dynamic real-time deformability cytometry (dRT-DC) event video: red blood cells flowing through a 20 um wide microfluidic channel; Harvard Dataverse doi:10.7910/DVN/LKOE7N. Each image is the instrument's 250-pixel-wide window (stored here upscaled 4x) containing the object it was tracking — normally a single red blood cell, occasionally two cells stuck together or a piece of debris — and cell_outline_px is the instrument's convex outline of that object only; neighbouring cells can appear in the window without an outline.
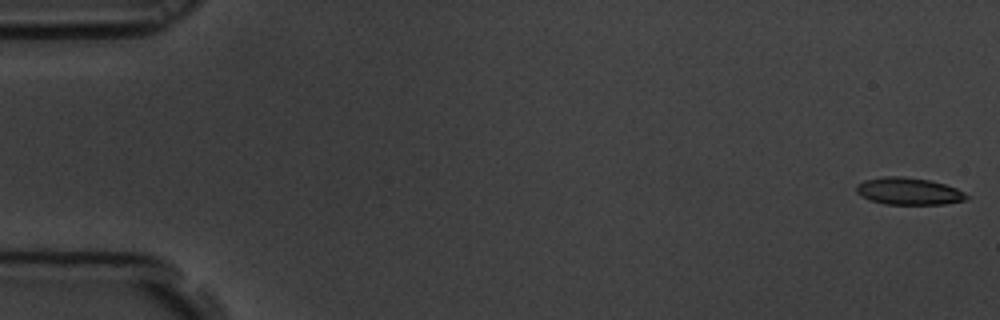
{"species": "common noctule bat (a hibernating species)", "species_latin": "Nyctalus noctula", "temperature_condition": "room temperature", "stored_images_in_passage": 15, "camera_frame_rate_fps": 3000, "um_per_image_px": 0.085, "animal": {"sex": "male", "body_mass_g": 19.5, "forearm_length_mm": 54.6}, "frame": {"image": 1, "passage_image": 1, "time_ms": 0.0, "image_size_px": [1000, 320], "cell_outline_px": [[968, 196], [964, 200], [944, 204], [884, 204], [868, 200], [860, 196], [856, 192], [856, 184], [864, 180], [880, 176], [904, 176], [928, 180], [944, 184], [956, 188], [964, 192]], "centroid_in_image_um": [77.16, 16.25], "position_along_channel_um": 7.8, "area_um2": 17.51}}